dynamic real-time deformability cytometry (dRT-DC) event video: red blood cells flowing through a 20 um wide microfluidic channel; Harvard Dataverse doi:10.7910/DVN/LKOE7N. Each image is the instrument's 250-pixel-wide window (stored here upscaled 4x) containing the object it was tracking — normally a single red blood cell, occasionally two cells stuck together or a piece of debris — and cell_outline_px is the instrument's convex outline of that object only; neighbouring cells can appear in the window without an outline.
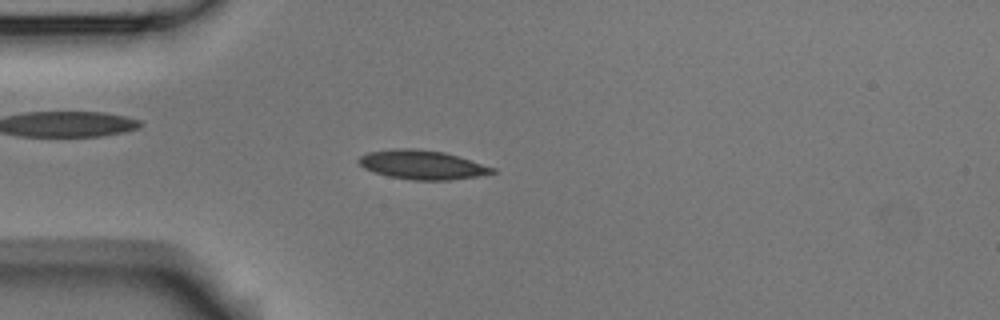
{"species": "Egyptian fruit bat (a non-hibernating species)", "species_latin": "Rousettus aegyptiacus", "temperature_condition": "room temperature", "stored_images_in_passage": 3, "camera_frame_rate_fps": 3000, "um_per_image_px": 0.085, "animal": {"sex": "male"}, "frame": {"image": 1, "passage_image": 3, "time_ms": 0.667, "image_size_px": [1000, 320], "cell_outline_px": [[496, 172], [476, 176], [448, 180], [412, 180], [388, 176], [372, 172], [364, 168], [356, 160], [360, 156], [368, 152], [392, 148], [412, 148], [444, 152], [496, 168]], "centroid_in_image_um": [35.83, 14.0], "position_along_channel_um": 49.2, "area_um2": 22.6}}